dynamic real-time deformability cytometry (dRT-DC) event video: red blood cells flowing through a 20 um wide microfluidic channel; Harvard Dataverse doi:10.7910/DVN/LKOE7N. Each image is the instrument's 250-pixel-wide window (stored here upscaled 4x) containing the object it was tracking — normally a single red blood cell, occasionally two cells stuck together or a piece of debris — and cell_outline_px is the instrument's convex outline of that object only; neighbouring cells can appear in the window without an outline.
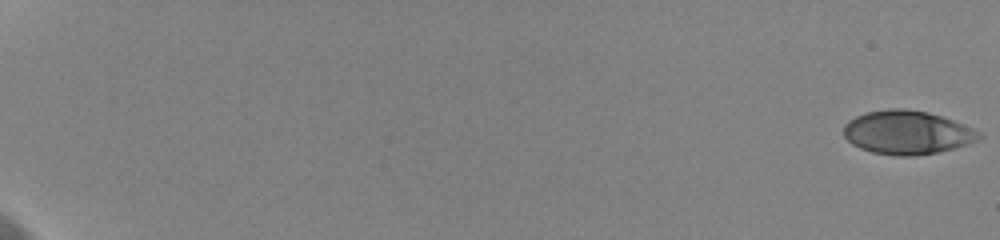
{"species": "human", "species_latin": "Homo sapiens", "temperature_condition": "cold", "stored_images_in_passage": 59, "camera_frame_rate_fps": 3000, "um_per_image_px": 0.085, "donor": {"sex": "female"}, "frame": {"image": 1, "passage_image": 1, "time_ms": 0.0, "image_size_px": [1000, 240], "cell_outline_px": [[984, 136], [980, 140], [968, 144], [936, 152], [912, 156], [896, 156], [872, 152], [860, 148], [852, 144], [844, 136], [844, 124], [848, 120], [856, 116], [868, 112], [888, 108], [904, 108], [928, 112], [952, 120], [980, 132]], "centroid_in_image_um": [77.09, 11.26], "position_along_channel_um": 7.9, "area_um2": 34.33}}
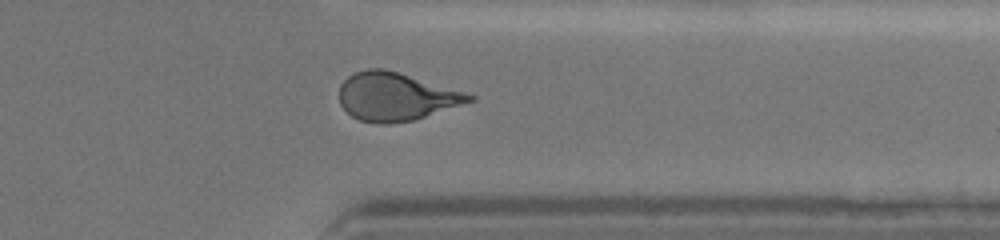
{"frame": {"image": 2, "passage_image": 50, "time_ms": 16.333, "image_size_px": [1000, 240], "cell_outline_px": [[476, 100], [412, 120], [388, 124], [380, 124], [360, 120], [352, 116], [340, 104], [340, 84], [348, 76], [356, 72], [368, 68], [380, 68], [396, 72], [476, 96]], "centroid_in_image_um": [33.61, 8.22], "position_along_channel_um": 377.8, "area_um2": 35.66}}
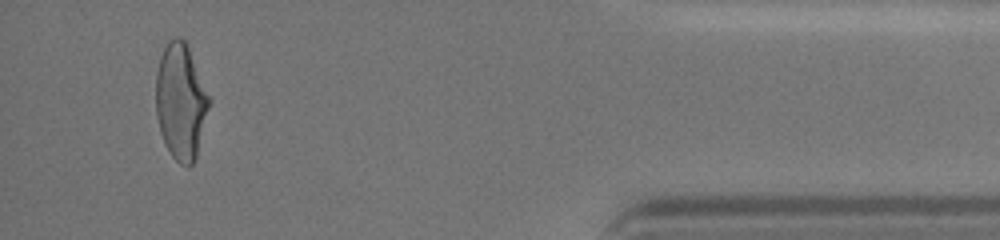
{"frame": {"image": 3, "passage_image": 57, "time_ms": 18.667, "image_size_px": [1000, 240], "cell_outline_px": [[212, 100], [196, 156], [192, 164], [180, 164], [172, 156], [164, 144], [160, 132], [156, 116], [156, 72], [160, 56], [168, 40], [172, 36], [180, 36], [184, 40], [188, 48]], "centroid_in_image_um": [15.36, 8.61], "position_along_channel_um": 419.8, "area_um2": 36.13}, "authors_computed_cell_mechanics": {"area_um2": 35.6626, "velocity_mm_per_s": 3.6464, "shape_relaxation_time_tau1_ms": 6.1354, "shape_relaxation_time_tau2_ms": 1.0635, "deformation_change_tau1": 0.1825, "deformation_change_tau2": 0.0755}}